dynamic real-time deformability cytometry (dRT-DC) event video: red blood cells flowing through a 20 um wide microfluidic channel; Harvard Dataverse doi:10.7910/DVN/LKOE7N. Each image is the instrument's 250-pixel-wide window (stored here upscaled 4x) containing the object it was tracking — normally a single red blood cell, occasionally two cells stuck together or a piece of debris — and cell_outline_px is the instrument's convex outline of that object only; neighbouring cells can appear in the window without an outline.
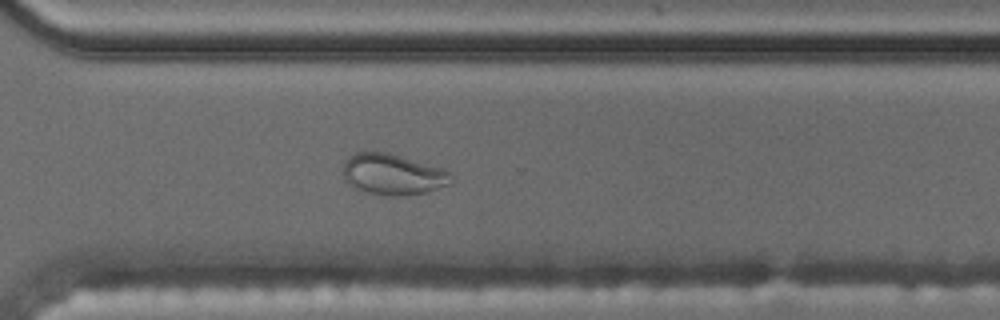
{"species": "common noctule bat (a hibernating species)", "species_latin": "Nyctalus noctula", "temperature_condition": "cold", "stored_images_in_passage": 57, "camera_frame_rate_fps": 3000, "um_per_image_px": 0.085, "animal": {"sex": "male", "body_mass_g": 17.5, "forearm_length_mm": 52.3}, "frame": {"image": 1, "passage_image": 41, "time_ms": 13.333, "image_size_px": [1000, 320], "cell_outline_px": [[452, 184], [428, 192], [408, 196], [384, 196], [352, 188], [344, 180], [344, 160], [348, 156], [356, 152], [388, 152], [440, 168], [448, 172], [452, 176]], "centroid_in_image_um": [33.37, 14.85], "position_along_channel_um": 337.2, "area_um2": 26.07}}